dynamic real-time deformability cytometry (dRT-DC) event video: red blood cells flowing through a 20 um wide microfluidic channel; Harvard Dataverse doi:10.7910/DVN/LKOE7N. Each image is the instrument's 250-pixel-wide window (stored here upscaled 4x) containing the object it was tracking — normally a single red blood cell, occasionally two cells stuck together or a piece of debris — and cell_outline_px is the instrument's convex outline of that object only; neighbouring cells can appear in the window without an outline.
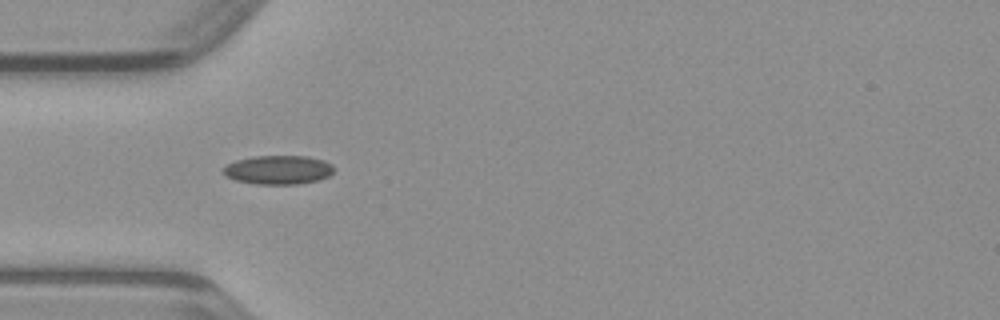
{"species": "common noctule bat (a hibernating species)", "species_latin": "Nyctalus noctula", "temperature_condition": "warm", "stored_images_in_passage": 34, "camera_frame_rate_fps": 3000, "um_per_image_px": 0.085, "animal": {"sex": "male", "body_mass_g": 23.1, "forearm_length_mm": 52.7}, "frame": {"image": 1, "passage_image": 1, "time_ms": 0.0, "image_size_px": [1000, 320], "cell_outline_px": [[336, 168], [328, 176], [320, 180], [296, 184], [256, 184], [236, 180], [224, 176], [220, 172], [228, 164], [236, 160], [252, 156], [308, 156], [324, 160], [332, 164]], "centroid_in_image_um": [23.65, 14.43], "position_along_channel_um": 61.3, "area_um2": 18.84}}
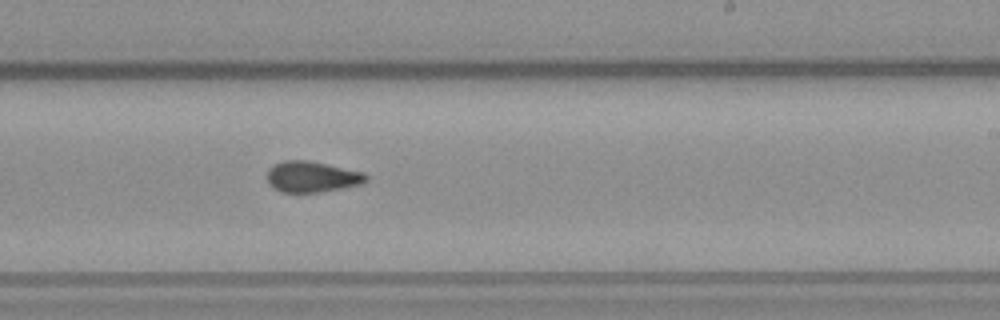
{"frame": {"image": 2, "passage_image": 15, "time_ms": 4.667, "image_size_px": [1000, 320], "cell_outline_px": [[368, 180], [364, 184], [316, 192], [280, 192], [268, 184], [268, 168], [272, 164], [284, 160], [308, 160], [364, 172], [368, 176]], "centroid_in_image_um": [26.51, 15.01], "position_along_channel_um": 262.5, "area_um2": 17.92}}
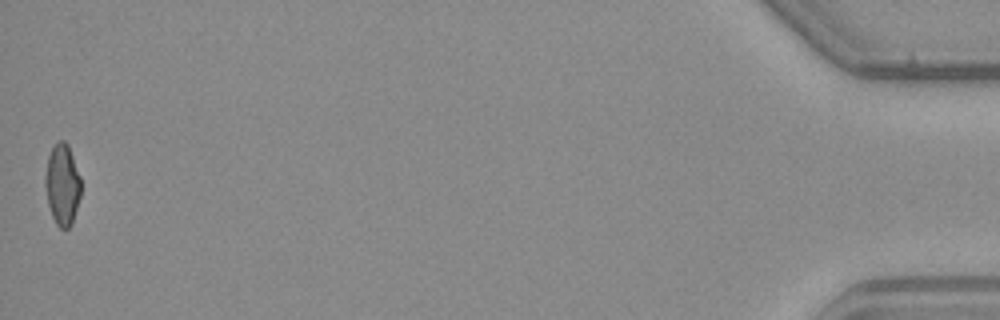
{"frame": {"image": 3, "passage_image": 34, "time_ms": 11.0, "image_size_px": [1000, 320], "cell_outline_px": [[80, 196], [72, 220], [68, 228], [60, 228], [56, 224], [52, 216], [48, 204], [44, 184], [44, 176], [48, 156], [56, 140], [64, 140], [68, 144], [80, 176]], "centroid_in_image_um": [5.27, 15.64], "position_along_channel_um": 429.9, "area_um2": 16.82}}